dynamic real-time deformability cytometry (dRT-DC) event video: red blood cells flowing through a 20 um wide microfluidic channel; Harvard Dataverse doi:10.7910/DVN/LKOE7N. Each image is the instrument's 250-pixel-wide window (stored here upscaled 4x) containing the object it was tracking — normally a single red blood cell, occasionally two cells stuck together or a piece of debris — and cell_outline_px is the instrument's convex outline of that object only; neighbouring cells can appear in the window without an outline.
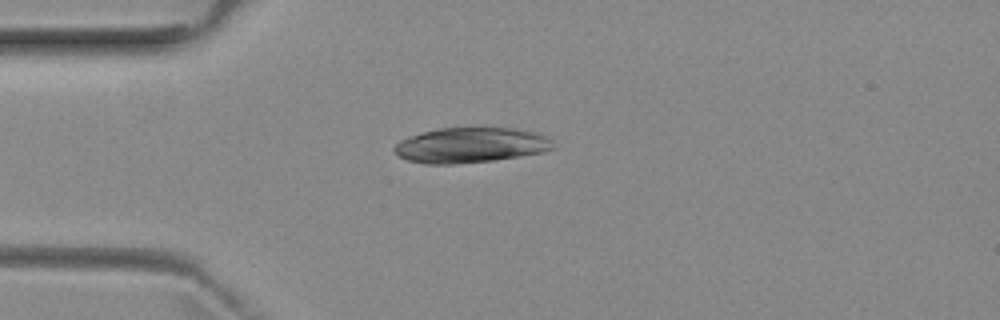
{"species": "common noctule bat (a hibernating species)", "species_latin": "Nyctalus noctula", "temperature_condition": "room temperature", "stored_images_in_passage": 39, "camera_frame_rate_fps": 3000, "um_per_image_px": 0.085, "animal": {"sex": "female", "body_mass_g": 29.2, "forearm_length_mm": 56.3}, "frame": {"image": 1, "passage_image": 1, "time_ms": 0.0, "image_size_px": [1000, 320], "cell_outline_px": [[556, 148], [544, 152], [520, 156], [492, 160], [452, 164], [424, 164], [408, 160], [400, 156], [392, 148], [400, 140], [424, 132], [440, 128], [512, 128], [536, 132], [552, 140]], "centroid_in_image_um": [40.04, 12.34], "position_along_channel_um": 45.0, "area_um2": 32.37}}
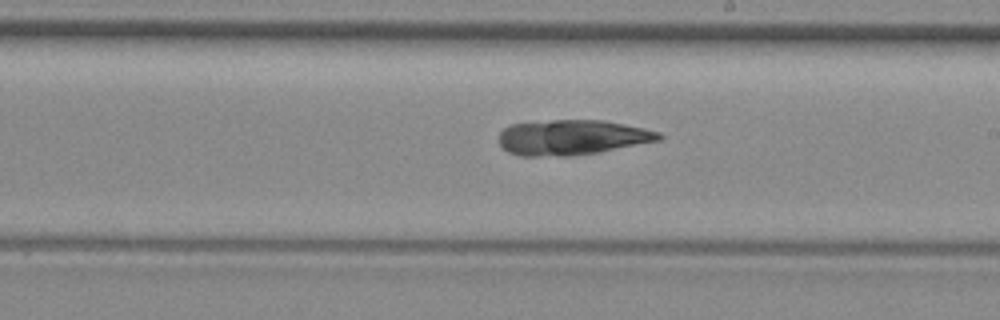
{"frame": {"image": 2, "passage_image": 17, "time_ms": 5.333, "image_size_px": [1000, 320], "cell_outline_px": [[664, 136], [660, 140], [600, 152], [568, 156], [520, 156], [508, 152], [500, 144], [500, 132], [504, 128], [512, 124], [552, 120], [604, 120], [644, 128], [660, 132]], "centroid_in_image_um": [48.64, 11.68], "position_along_channel_um": 240.4, "area_um2": 32.77}}
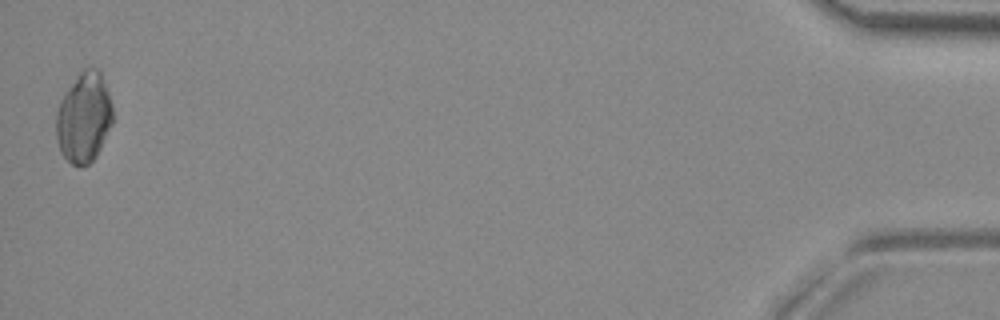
{"frame": {"image": 3, "passage_image": 39, "time_ms": 12.667, "image_size_px": [1000, 320], "cell_outline_px": [[112, 124], [96, 156], [88, 164], [80, 168], [72, 164], [60, 152], [56, 140], [56, 112], [60, 100], [64, 92], [80, 68], [88, 64], [96, 68], [100, 72], [112, 104]], "centroid_in_image_um": [7.1, 9.95], "position_along_channel_um": 428.1, "area_um2": 30.17}}